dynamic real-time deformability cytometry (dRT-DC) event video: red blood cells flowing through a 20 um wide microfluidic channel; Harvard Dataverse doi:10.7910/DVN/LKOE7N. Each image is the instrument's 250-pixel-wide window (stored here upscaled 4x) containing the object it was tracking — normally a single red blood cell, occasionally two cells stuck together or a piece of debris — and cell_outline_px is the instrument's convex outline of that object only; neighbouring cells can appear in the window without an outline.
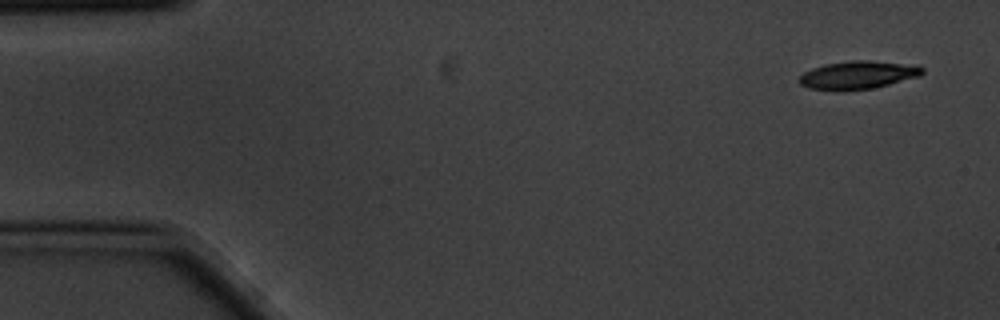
{"species": "common noctule bat (a hibernating species)", "species_latin": "Nyctalus noctula", "temperature_condition": "cold", "stored_images_in_passage": 12, "camera_frame_rate_fps": 3000, "um_per_image_px": 0.085, "animal": {"sex": "male", "body_mass_g": 20.1, "forearm_length_mm": 53.5}, "frame": {"image": 1, "passage_image": 1, "time_ms": 0.0, "image_size_px": [1000, 320], "cell_outline_px": [[924, 72], [920, 76], [872, 88], [840, 92], [808, 88], [800, 84], [796, 80], [804, 72], [812, 68], [824, 64], [852, 60], [868, 60], [920, 64], [924, 68]], "centroid_in_image_um": [72.93, 6.37], "position_along_channel_um": 12.1, "area_um2": 20.69}}
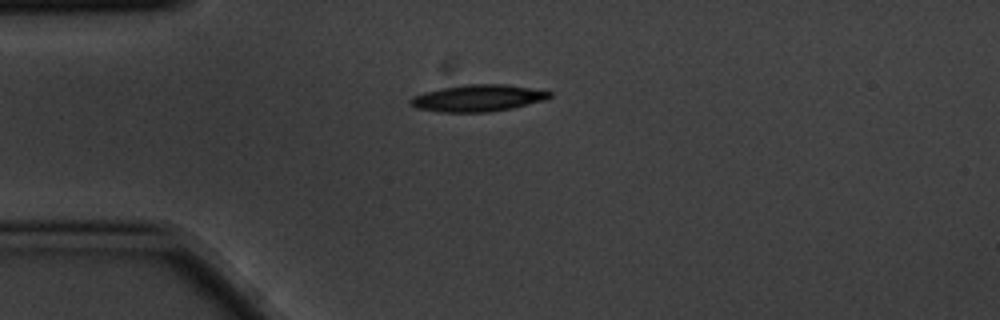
{"frame": {"image": 2, "passage_image": 3, "time_ms": 0.667, "image_size_px": [1000, 320], "cell_outline_px": [[552, 96], [544, 100], [512, 108], [488, 112], [440, 112], [416, 108], [408, 104], [408, 100], [412, 96], [424, 92], [440, 88], [464, 84], [504, 84], [552, 92]], "centroid_in_image_um": [40.55, 8.34], "position_along_channel_um": 44.5, "area_um2": 21.73}}
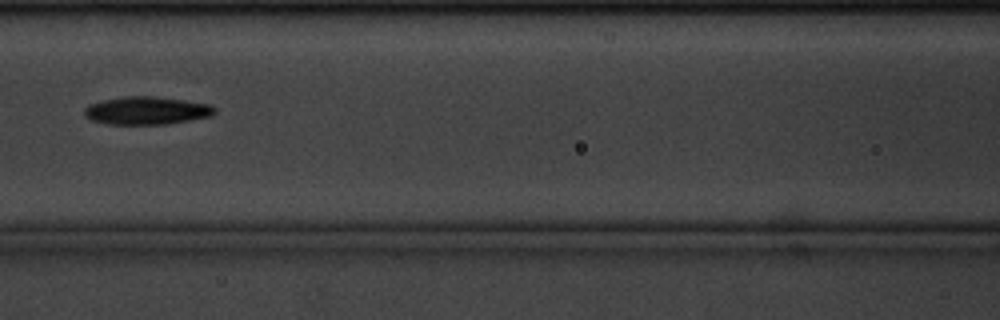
{"frame": {"image": 3, "passage_image": 6, "time_ms": 1.667, "image_size_px": [1000, 320], "cell_outline_px": [[216, 112], [212, 116], [164, 124], [108, 124], [92, 120], [84, 116], [84, 108], [88, 104], [100, 100], [124, 96], [152, 96], [184, 100], [208, 104], [216, 108]], "centroid_in_image_um": [12.42, 9.39], "position_along_channel_um": 154.2, "area_um2": 21.21}}